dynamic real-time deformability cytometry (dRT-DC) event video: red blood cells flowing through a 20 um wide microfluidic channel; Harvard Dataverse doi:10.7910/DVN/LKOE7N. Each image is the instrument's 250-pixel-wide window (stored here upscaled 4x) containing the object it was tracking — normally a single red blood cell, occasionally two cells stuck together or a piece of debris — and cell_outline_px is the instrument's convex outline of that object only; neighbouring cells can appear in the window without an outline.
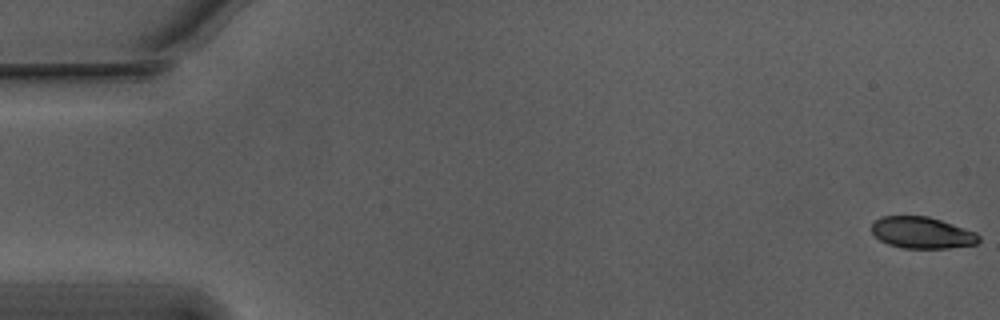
{"species": "Egyptian fruit bat (a non-hibernating species)", "species_latin": "Rousettus aegyptiacus", "temperature_condition": "warm", "stored_images_in_passage": 15, "segment_of_instrument_passage": [1, 2], "camera_frame_rate_fps": 3000, "um_per_image_px": 0.085, "animal": {"sex": "male"}, "frame": {"image": 1, "passage_image": 1, "time_ms": 0.0, "image_size_px": [1000, 320], "cell_outline_px": [[980, 240], [976, 244], [948, 248], [904, 248], [888, 244], [880, 240], [872, 232], [872, 224], [880, 216], [928, 216], [976, 232], [980, 236]], "centroid_in_image_um": [78.37, 19.78], "position_along_channel_um": 6.6, "area_um2": 19.59}}
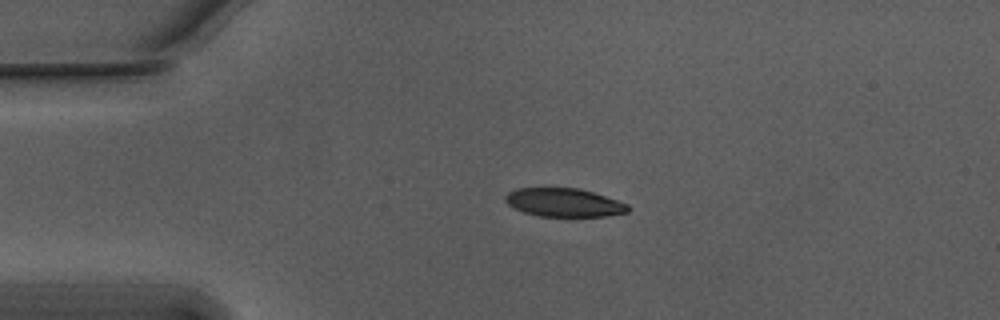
{"frame": {"image": 2, "passage_image": 13, "time_ms": 4.0, "image_size_px": [1000, 320], "cell_outline_px": [[632, 208], [628, 212], [604, 216], [536, 216], [524, 212], [508, 204], [504, 200], [504, 196], [508, 192], [516, 188], [576, 188], [592, 192], [628, 204]], "centroid_in_image_um": [47.92, 17.21], "position_along_channel_um": 37.1, "area_um2": 20.23}}